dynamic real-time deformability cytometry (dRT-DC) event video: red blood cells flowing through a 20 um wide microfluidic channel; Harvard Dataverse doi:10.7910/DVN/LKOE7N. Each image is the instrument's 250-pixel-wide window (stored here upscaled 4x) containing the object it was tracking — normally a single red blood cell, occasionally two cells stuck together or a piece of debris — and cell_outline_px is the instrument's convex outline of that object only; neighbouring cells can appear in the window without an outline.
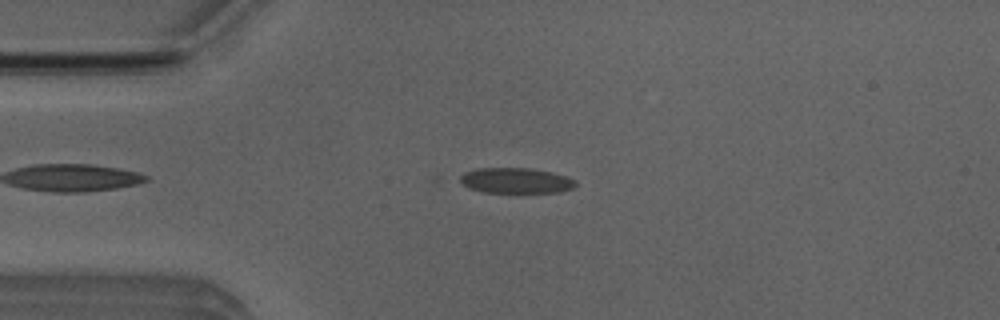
{"species": "Egyptian fruit bat (a non-hibernating species)", "species_latin": "Rousettus aegyptiacus", "temperature_condition": "room temperature", "stored_images_in_passage": 47, "camera_frame_rate_fps": 3000, "um_per_image_px": 0.085, "animal": {"sex": "male"}, "frame": {"image": 1, "passage_image": 6, "time_ms": 1.667, "image_size_px": [1000, 320], "cell_outline_px": [[576, 184], [572, 188], [560, 192], [484, 192], [468, 188], [456, 176], [464, 172], [476, 168], [528, 168], [552, 172], [576, 180]], "centroid_in_image_um": [43.8, 15.34], "position_along_channel_um": 41.2, "area_um2": 17.11}}
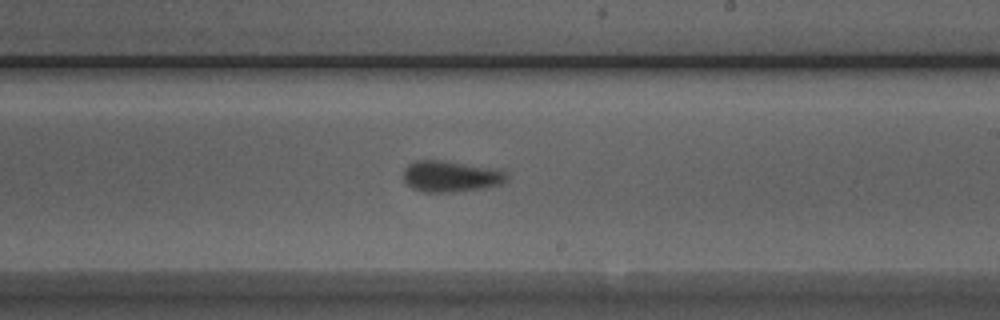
{"frame": {"image": 2, "passage_image": 24, "time_ms": 7.667, "image_size_px": [1000, 320], "cell_outline_px": [[508, 180], [504, 184], [484, 188], [452, 192], [424, 192], [412, 188], [404, 180], [404, 168], [408, 164], [416, 160], [444, 160], [504, 168], [508, 172]], "centroid_in_image_um": [38.43, 14.97], "position_along_channel_um": 250.6, "area_um2": 19.48}}
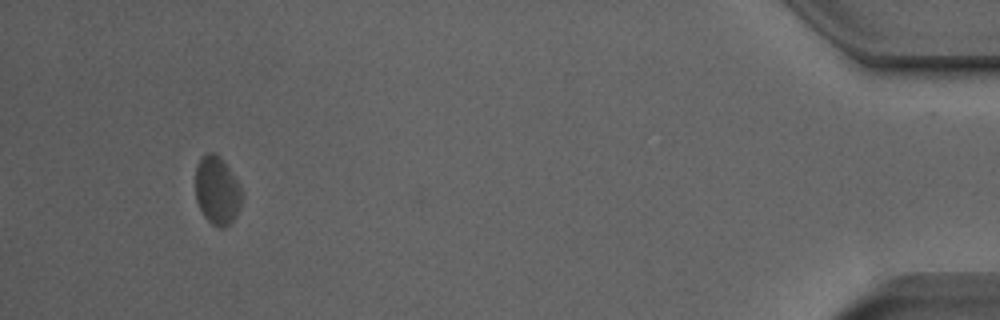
{"frame": {"image": 3, "passage_image": 43, "time_ms": 14.0, "image_size_px": [1000, 320], "cell_outline_px": [[244, 196], [240, 208], [236, 216], [224, 228], [220, 228], [212, 224], [204, 216], [196, 200], [196, 168], [200, 156], [208, 152], [216, 152], [224, 160], [236, 180]], "centroid_in_image_um": [18.46, 16.17], "position_along_channel_um": 416.7, "area_um2": 18.61}, "authors_computed_cell_mechanics": {"area_um2": 18.5538, "velocity_mm_per_s": 3.8521, "shape_relaxation_time_tau1_ms": 3.1166, "shape_relaxation_time_tau2_ms": 0.8328, "deformation_change_tau1": 0.0738, "deformation_change_tau2": 0.0694}}